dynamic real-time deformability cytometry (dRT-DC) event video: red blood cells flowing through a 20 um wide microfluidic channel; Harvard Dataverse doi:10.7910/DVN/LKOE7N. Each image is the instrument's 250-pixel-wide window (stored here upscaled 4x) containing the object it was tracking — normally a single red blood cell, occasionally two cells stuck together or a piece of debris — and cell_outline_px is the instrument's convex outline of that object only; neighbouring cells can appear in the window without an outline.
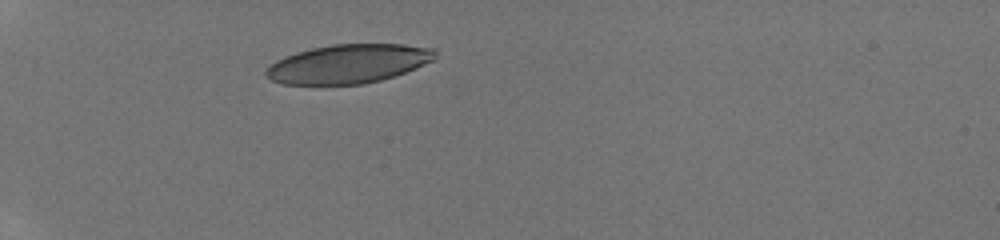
{"species": "human", "species_latin": "Homo sapiens", "temperature_condition": "room temperature", "stored_images_in_passage": 31, "camera_frame_rate_fps": 3000, "um_per_image_px": 0.085, "donor": {"sex": "male"}, "frame": {"image": 1, "passage_image": 1, "time_ms": 0.0, "image_size_px": [1000, 240], "cell_outline_px": [[436, 60], [416, 68], [380, 80], [364, 84], [280, 84], [264, 76], [264, 72], [276, 60], [284, 56], [296, 52], [312, 48], [332, 44], [404, 44], [436, 48]], "centroid_in_image_um": [29.63, 5.41], "position_along_channel_um": 55.4, "area_um2": 38.49}}
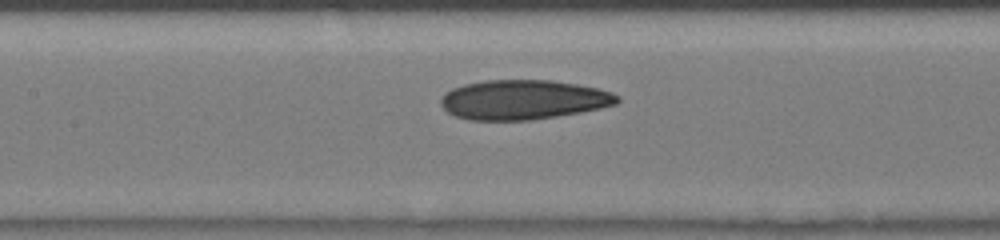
{"frame": {"image": 2, "passage_image": 10, "time_ms": 3.0, "image_size_px": [1000, 240], "cell_outline_px": [[620, 100], [616, 104], [600, 108], [580, 112], [532, 120], [468, 120], [456, 116], [448, 112], [440, 104], [440, 100], [444, 92], [452, 88], [464, 84], [488, 80], [552, 80], [576, 84], [596, 88], [612, 92], [620, 96]], "centroid_in_image_um": [44.46, 8.47], "position_along_channel_um": 162.9, "area_um2": 40.75}}
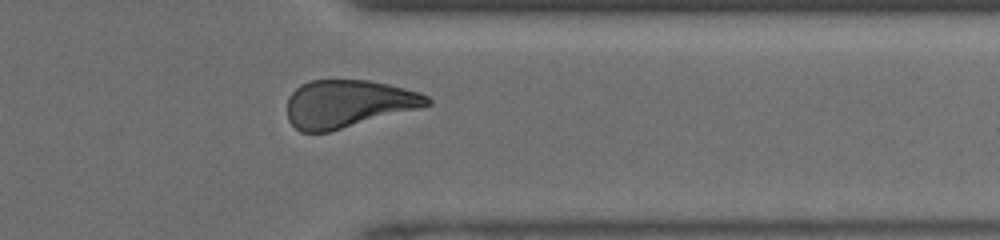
{"frame": {"image": 3, "passage_image": 24, "time_ms": 7.667, "image_size_px": [1000, 240], "cell_outline_px": [[432, 104], [420, 108], [328, 132], [300, 132], [288, 120], [288, 96], [300, 84], [312, 80], [368, 80], [388, 84], [420, 92], [428, 96], [432, 100]], "centroid_in_image_um": [29.59, 8.81], "position_along_channel_um": 381.8, "area_um2": 38.84}}